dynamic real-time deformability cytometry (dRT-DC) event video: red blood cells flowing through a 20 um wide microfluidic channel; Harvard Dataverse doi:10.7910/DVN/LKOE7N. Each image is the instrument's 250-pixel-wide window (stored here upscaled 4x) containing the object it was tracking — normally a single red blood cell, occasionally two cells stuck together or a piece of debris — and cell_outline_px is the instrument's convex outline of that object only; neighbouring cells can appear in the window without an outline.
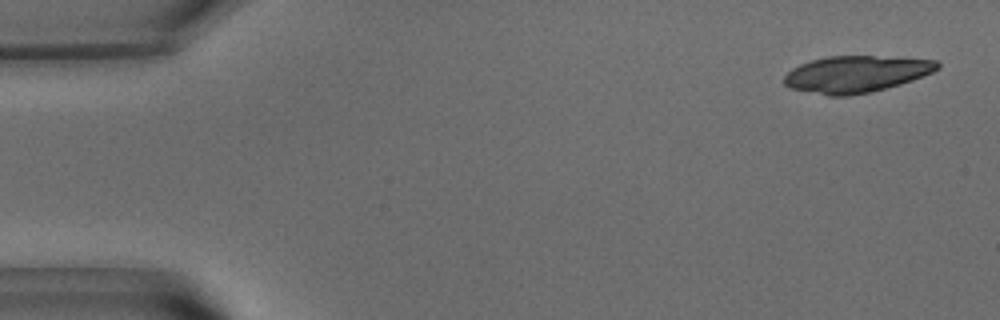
{"species": "common noctule bat (a hibernating species)", "species_latin": "Nyctalus noctula", "temperature_condition": "warm", "stored_images_in_passage": 16, "camera_frame_rate_fps": 3000, "um_per_image_px": 0.085, "animal": {"sex": "male", "body_mass_g": 15.6}, "frame": {"image": 1, "passage_image": 1, "time_ms": 0.0, "image_size_px": [1000, 320], "cell_outline_px": [[940, 68], [932, 72], [912, 80], [900, 84], [872, 92], [848, 96], [828, 96], [792, 88], [784, 84], [784, 76], [792, 68], [800, 64], [812, 60], [828, 56], [872, 56], [936, 60], [940, 64]], "centroid_in_image_um": [72.76, 6.3], "position_along_channel_um": 12.2, "area_um2": 32.54}}